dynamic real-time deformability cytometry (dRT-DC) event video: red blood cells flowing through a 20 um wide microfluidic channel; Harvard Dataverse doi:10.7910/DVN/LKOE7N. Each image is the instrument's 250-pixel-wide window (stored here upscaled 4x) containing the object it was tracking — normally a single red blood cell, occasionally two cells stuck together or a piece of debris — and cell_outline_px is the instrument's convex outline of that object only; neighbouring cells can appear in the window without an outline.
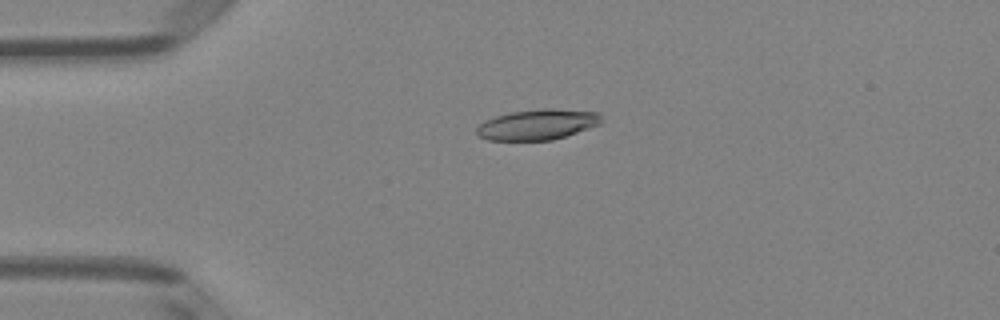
{"species": "Egyptian fruit bat (a non-hibernating species)", "species_latin": "Rousettus aegyptiacus", "temperature_condition": "room temperature", "stored_images_in_passage": 50, "camera_frame_rate_fps": 3000, "um_per_image_px": 0.085, "animal": {"sex": "female"}, "frame": {"image": 1, "passage_image": 12, "time_ms": 3.667, "image_size_px": [1000, 320], "cell_outline_px": [[604, 120], [600, 124], [552, 140], [488, 140], [480, 136], [476, 132], [476, 128], [484, 120], [508, 112], [540, 108], [552, 108], [596, 112]], "centroid_in_image_um": [45.66, 10.57], "position_along_channel_um": 39.3, "area_um2": 22.14}}
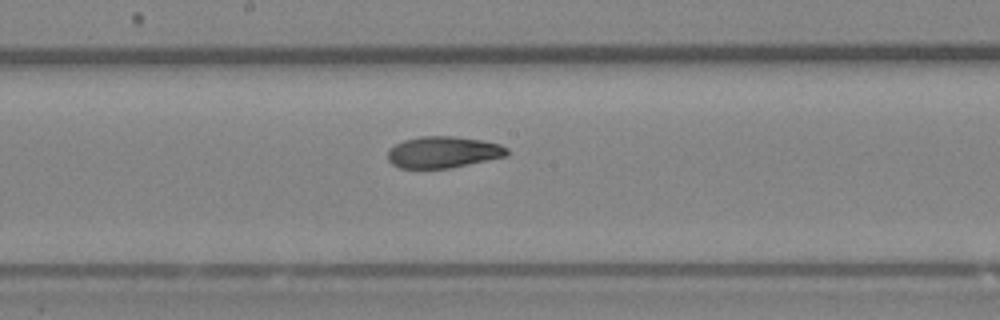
{"frame": {"image": 2, "passage_image": 27, "time_ms": 8.667, "image_size_px": [1000, 320], "cell_outline_px": [[508, 156], [448, 168], [400, 168], [392, 164], [388, 160], [388, 148], [404, 140], [420, 136], [452, 136], [480, 140], [500, 144], [508, 148]], "centroid_in_image_um": [37.66, 12.93], "position_along_channel_um": 210.5, "area_um2": 21.85}}
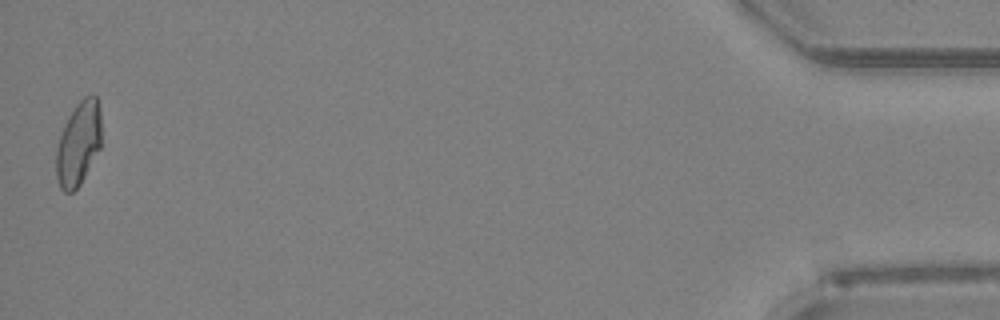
{"frame": {"image": 3, "passage_image": 50, "time_ms": 16.333, "image_size_px": [1000, 320], "cell_outline_px": [[100, 148], [80, 184], [72, 192], [64, 192], [60, 188], [56, 176], [56, 148], [64, 124], [68, 116], [76, 104], [84, 96], [96, 96], [100, 112]], "centroid_in_image_um": [6.65, 12.21], "position_along_channel_um": 428.6, "area_um2": 21.91}, "authors_computed_cell_mechanics": {"area_um2": 22.4264, "velocity_mm_per_s": 4.0314, "shape_relaxation_time_tau1_ms": 4.3781, "shape_relaxation_time_tau2_ms": 3.3964, "deformation_change_tau1": 0.1551, "deformation_change_tau2": 0.0825}}